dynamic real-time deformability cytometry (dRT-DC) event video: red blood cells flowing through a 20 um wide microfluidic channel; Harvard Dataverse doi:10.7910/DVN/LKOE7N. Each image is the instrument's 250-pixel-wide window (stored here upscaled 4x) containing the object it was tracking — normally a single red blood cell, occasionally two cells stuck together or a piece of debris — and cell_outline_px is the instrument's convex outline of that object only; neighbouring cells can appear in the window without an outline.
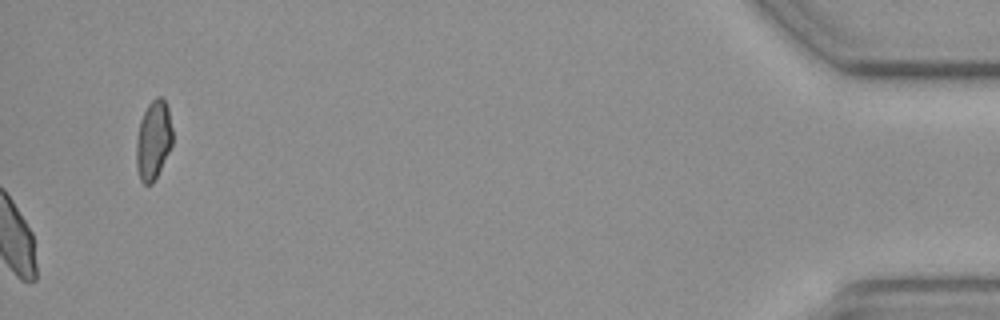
{"species": "common noctule bat (a hibernating species)", "species_latin": "Nyctalus noctula", "temperature_condition": "cold", "stored_images_in_passage": 49, "camera_frame_rate_fps": 3000, "um_per_image_px": 0.085, "animal": {"sex": "female", "body_mass_g": 19.3, "forearm_length_mm": 54.1}, "frame": {"image": 1, "passage_image": 49, "time_ms": 16.0, "image_size_px": [1000, 320], "cell_outline_px": [[172, 144], [152, 184], [144, 184], [140, 180], [136, 168], [136, 140], [140, 120], [148, 104], [156, 96], [160, 96], [164, 100], [168, 108], [172, 128]], "centroid_in_image_um": [13.02, 11.89], "position_along_channel_um": 422.2, "area_um2": 16.59}, "authors_computed_cell_mechanics": {"area_um2": 21.964, "velocity_mm_per_s": 3.6801, "shape_relaxation_time_tau1_ms": null, "shape_relaxation_time_tau2_ms": 3.4809, "deformation_change_tau1": null, "deformation_change_tau2": 0.0531}}